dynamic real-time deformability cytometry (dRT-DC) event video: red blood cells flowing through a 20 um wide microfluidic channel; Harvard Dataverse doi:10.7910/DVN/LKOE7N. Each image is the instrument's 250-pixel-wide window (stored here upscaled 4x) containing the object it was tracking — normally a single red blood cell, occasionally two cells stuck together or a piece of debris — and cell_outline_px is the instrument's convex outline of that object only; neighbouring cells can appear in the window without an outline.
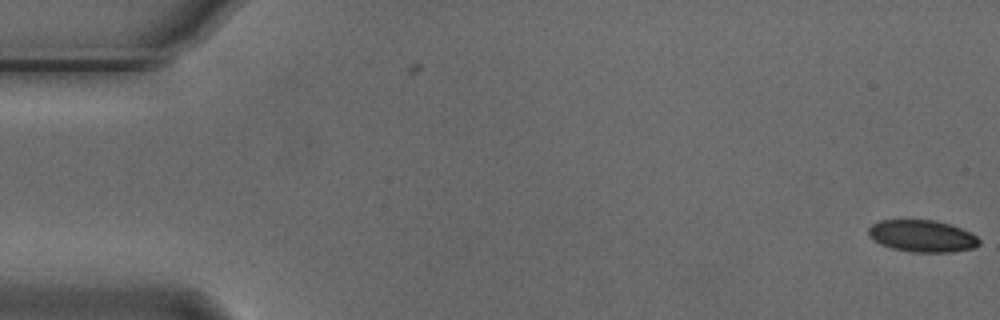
{"species": "Egyptian fruit bat (a non-hibernating species)", "species_latin": "Rousettus aegyptiacus", "temperature_condition": "cold", "stored_images_in_passage": 2, "camera_frame_rate_fps": 3000, "um_per_image_px": 0.085, "animal": {"sex": "male"}, "frame": {"image": 1, "passage_image": 2, "time_ms": 0.333, "image_size_px": [1000, 320], "cell_outline_px": [[980, 244], [972, 248], [952, 252], [912, 252], [892, 248], [880, 244], [872, 240], [868, 236], [868, 228], [872, 224], [880, 220], [936, 220], [952, 224], [976, 236], [980, 240]], "centroid_in_image_um": [78.36, 20.06], "position_along_channel_um": 6.6, "area_um2": 20.69}}